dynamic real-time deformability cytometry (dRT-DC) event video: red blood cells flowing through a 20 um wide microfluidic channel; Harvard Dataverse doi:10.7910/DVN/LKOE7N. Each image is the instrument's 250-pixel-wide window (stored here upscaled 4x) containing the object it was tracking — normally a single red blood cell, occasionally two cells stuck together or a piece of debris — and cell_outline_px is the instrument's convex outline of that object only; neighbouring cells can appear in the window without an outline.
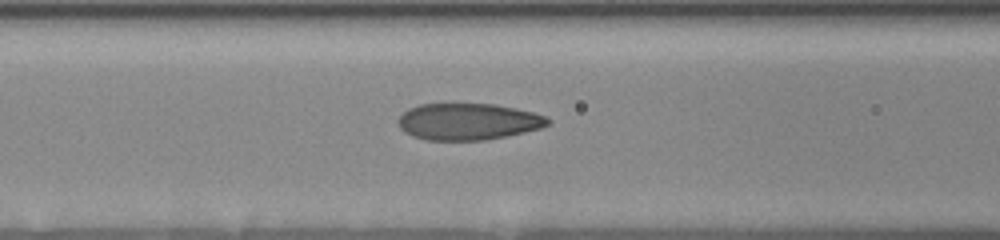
{"species": "human", "species_latin": "Homo sapiens", "temperature_condition": "room temperature", "stored_images_in_passage": 5, "camera_frame_rate_fps": 3000, "um_per_image_px": 0.085, "donor": {"sex": "female"}, "frame": {"image": 1, "passage_image": 4, "time_ms": 1.667, "image_size_px": [1000, 240], "cell_outline_px": [[548, 124], [540, 128], [508, 136], [484, 140], [428, 140], [412, 136], [404, 132], [400, 128], [396, 120], [408, 108], [420, 104], [496, 104], [516, 108], [548, 116]], "centroid_in_image_um": [39.76, 10.33], "position_along_channel_um": 126.8, "area_um2": 32.02}}